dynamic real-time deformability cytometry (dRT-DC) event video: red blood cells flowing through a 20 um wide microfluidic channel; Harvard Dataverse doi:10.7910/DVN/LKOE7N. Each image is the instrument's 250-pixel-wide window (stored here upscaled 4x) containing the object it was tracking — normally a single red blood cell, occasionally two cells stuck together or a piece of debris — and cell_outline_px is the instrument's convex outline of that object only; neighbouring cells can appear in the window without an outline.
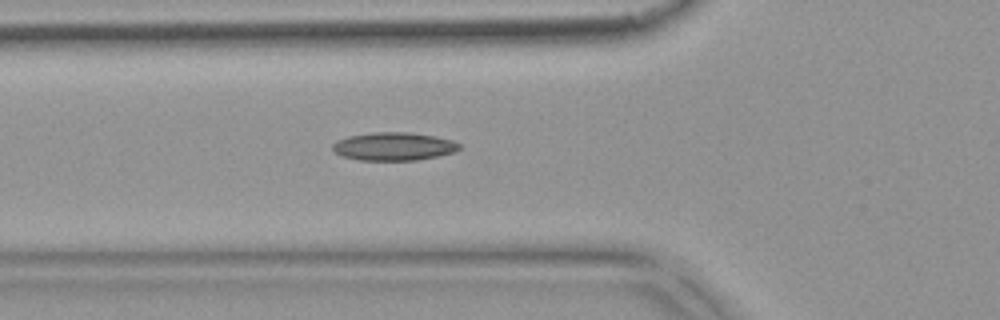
{"species": "common noctule bat (a hibernating species)", "species_latin": "Nyctalus noctula", "temperature_condition": "warm", "stored_images_in_passage": 54, "camera_frame_rate_fps": 3000, "um_per_image_px": 0.085, "animal": {"sex": "female", "body_mass_g": 18.4}, "frame": {"image": 1, "passage_image": 19, "time_ms": 6.0, "image_size_px": [1000, 320], "cell_outline_px": [[460, 148], [452, 152], [436, 156], [416, 160], [360, 160], [340, 156], [332, 152], [332, 144], [336, 140], [348, 136], [372, 132], [408, 132], [436, 136], [452, 140], [460, 144]], "centroid_in_image_um": [33.4, 12.44], "position_along_channel_um": 92.4, "area_um2": 20.87}}
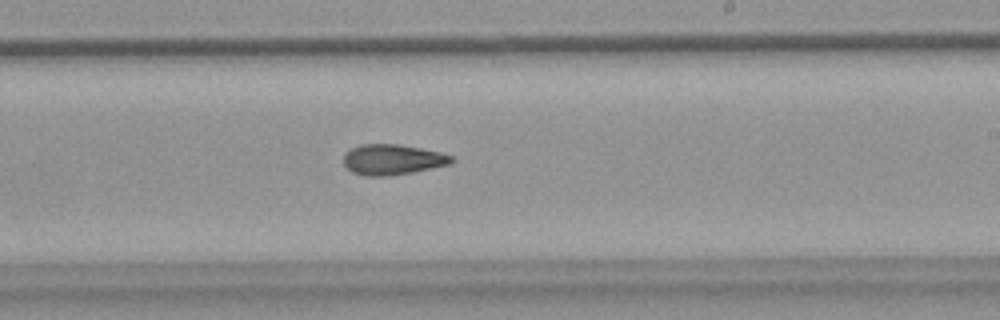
{"frame": {"image": 2, "passage_image": 32, "time_ms": 10.333, "image_size_px": [1000, 320], "cell_outline_px": [[456, 160], [452, 164], [412, 172], [384, 176], [368, 176], [352, 172], [344, 164], [344, 152], [360, 144], [400, 144], [440, 152], [452, 156]], "centroid_in_image_um": [33.38, 13.55], "position_along_channel_um": 255.6, "area_um2": 19.19}}
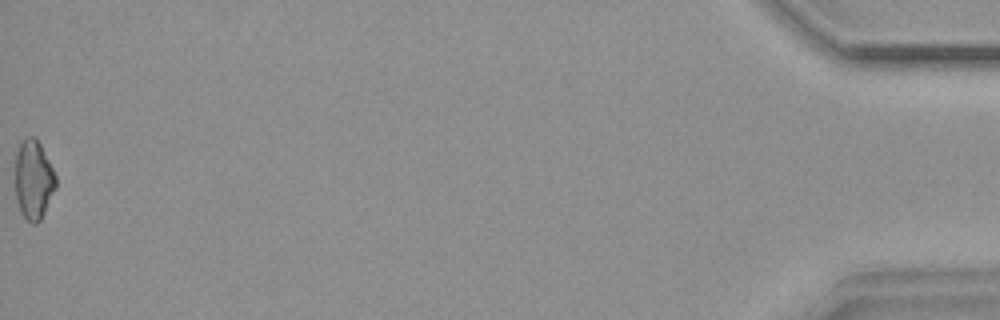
{"frame": {"image": 3, "passage_image": 54, "time_ms": 17.667, "image_size_px": [1000, 320], "cell_outline_px": [[56, 188], [40, 220], [36, 224], [32, 224], [20, 212], [16, 200], [16, 152], [20, 144], [28, 136], [36, 136], [56, 176]], "centroid_in_image_um": [2.85, 15.28], "position_along_channel_um": 432.4, "area_um2": 18.55}, "authors_computed_cell_mechanics": {"area_um2": 19.2185, "velocity_mm_per_s": 3.7819, "shape_relaxation_time_tau1_ms": null, "shape_relaxation_time_tau2_ms": 7.0671, "deformation_change_tau1": null, "deformation_change_tau2": 0.1605}}